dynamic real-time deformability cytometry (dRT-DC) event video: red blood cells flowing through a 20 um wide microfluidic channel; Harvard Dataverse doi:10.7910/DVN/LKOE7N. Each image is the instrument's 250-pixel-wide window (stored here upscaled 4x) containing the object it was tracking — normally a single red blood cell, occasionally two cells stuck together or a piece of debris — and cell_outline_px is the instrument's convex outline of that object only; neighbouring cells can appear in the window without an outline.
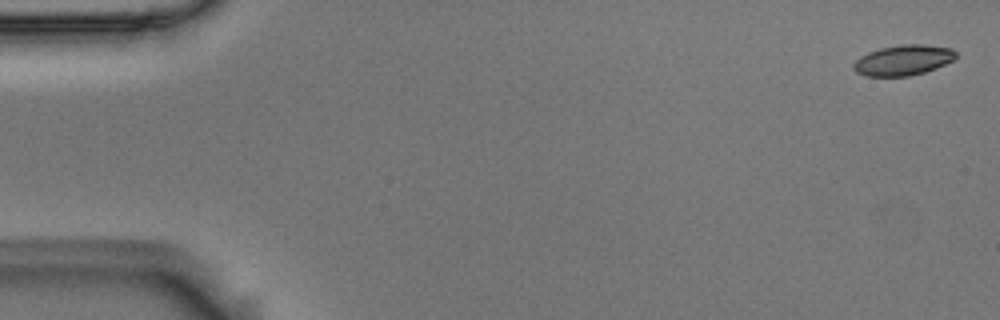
{"species": "Egyptian fruit bat (a non-hibernating species)", "species_latin": "Rousettus aegyptiacus", "temperature_condition": "room temperature", "stored_images_in_passage": 56, "camera_frame_rate_fps": 3000, "um_per_image_px": 0.085, "animal": {"sex": "male"}, "frame": {"image": 1, "passage_image": 2, "time_ms": 0.333, "image_size_px": [1000, 320], "cell_outline_px": [[956, 56], [952, 60], [936, 68], [924, 72], [908, 76], [864, 76], [856, 72], [852, 68], [852, 64], [860, 56], [868, 52], [880, 48], [900, 44], [920, 44], [952, 48], [956, 52]], "centroid_in_image_um": [76.73, 5.11], "position_along_channel_um": 8.3, "area_um2": 18.15}}
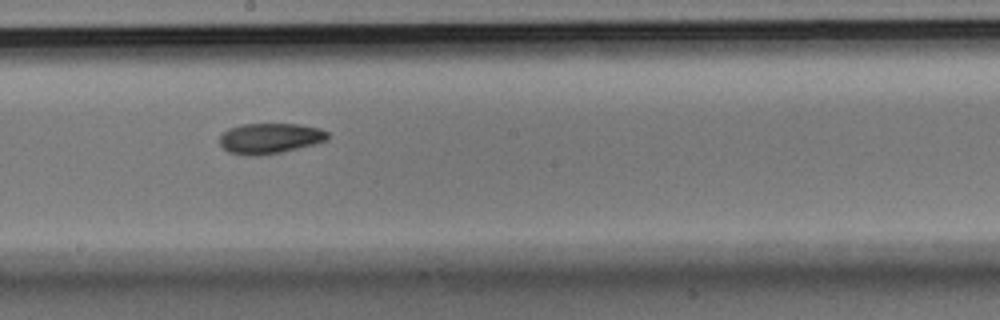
{"frame": {"image": 2, "passage_image": 31, "time_ms": 10.0, "image_size_px": [1000, 320], "cell_outline_px": [[328, 140], [316, 144], [280, 152], [256, 156], [244, 156], [228, 152], [220, 144], [220, 136], [228, 128], [240, 124], [296, 124], [320, 128], [328, 132]], "centroid_in_image_um": [22.93, 11.76], "position_along_channel_um": 225.3, "area_um2": 19.31}}
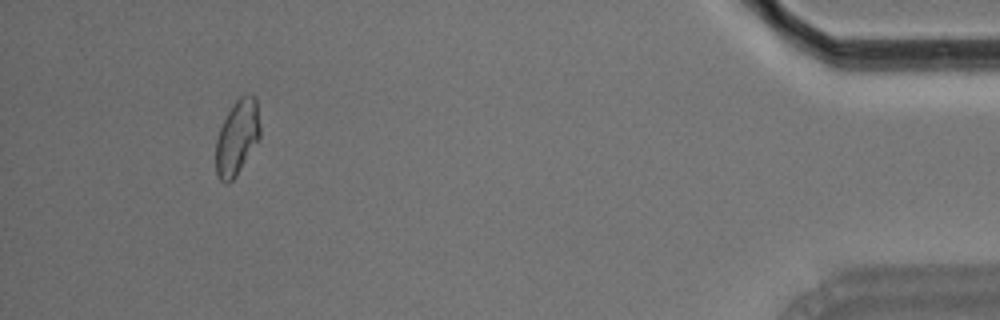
{"frame": {"image": 3, "passage_image": 52, "time_ms": 17.0, "image_size_px": [1000, 320], "cell_outline_px": [[260, 140], [236, 176], [228, 184], [224, 184], [216, 176], [216, 140], [220, 128], [228, 112], [236, 100], [240, 96], [256, 96], [260, 128]], "centroid_in_image_um": [20.16, 11.73], "position_along_channel_um": 415.0, "area_um2": 19.42}, "authors_computed_cell_mechanics": {"area_um2": 19.2185, "velocity_mm_per_s": 3.6566, "shape_relaxation_time_tau1_ms": 6.0612, "shape_relaxation_time_tau2_ms": null, "deformation_change_tau1": 0.1174, "deformation_change_tau2": null}}